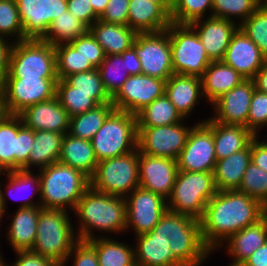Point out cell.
Segmentation results:
<instances>
[{
    "label": "cell",
    "instance_id": "28",
    "mask_svg": "<svg viewBox=\"0 0 267 266\" xmlns=\"http://www.w3.org/2000/svg\"><path fill=\"white\" fill-rule=\"evenodd\" d=\"M165 95L181 116L188 120L198 103L205 100L201 78L182 74H173L166 80Z\"/></svg>",
    "mask_w": 267,
    "mask_h": 266
},
{
    "label": "cell",
    "instance_id": "58",
    "mask_svg": "<svg viewBox=\"0 0 267 266\" xmlns=\"http://www.w3.org/2000/svg\"><path fill=\"white\" fill-rule=\"evenodd\" d=\"M241 266H267V241L257 249Z\"/></svg>",
    "mask_w": 267,
    "mask_h": 266
},
{
    "label": "cell",
    "instance_id": "3",
    "mask_svg": "<svg viewBox=\"0 0 267 266\" xmlns=\"http://www.w3.org/2000/svg\"><path fill=\"white\" fill-rule=\"evenodd\" d=\"M151 231L168 235L170 250L183 266H204L213 255L203 242L200 220L191 216L168 210Z\"/></svg>",
    "mask_w": 267,
    "mask_h": 266
},
{
    "label": "cell",
    "instance_id": "25",
    "mask_svg": "<svg viewBox=\"0 0 267 266\" xmlns=\"http://www.w3.org/2000/svg\"><path fill=\"white\" fill-rule=\"evenodd\" d=\"M19 115L23 124L34 131H53L64 135L69 131L70 116L56 96L27 107Z\"/></svg>",
    "mask_w": 267,
    "mask_h": 266
},
{
    "label": "cell",
    "instance_id": "35",
    "mask_svg": "<svg viewBox=\"0 0 267 266\" xmlns=\"http://www.w3.org/2000/svg\"><path fill=\"white\" fill-rule=\"evenodd\" d=\"M63 137L64 134L53 131H34V141L28 157V170L36 171L58 162Z\"/></svg>",
    "mask_w": 267,
    "mask_h": 266
},
{
    "label": "cell",
    "instance_id": "21",
    "mask_svg": "<svg viewBox=\"0 0 267 266\" xmlns=\"http://www.w3.org/2000/svg\"><path fill=\"white\" fill-rule=\"evenodd\" d=\"M36 172L24 169L10 170L6 174L7 185L2 184L1 182L3 180L2 178L0 179L1 204L5 212V217H7L6 213H8V197L15 200V202L17 200L20 202L17 208L41 206V182L38 170ZM3 185L5 186L4 189L2 187ZM35 197L37 198L35 199Z\"/></svg>",
    "mask_w": 267,
    "mask_h": 266
},
{
    "label": "cell",
    "instance_id": "60",
    "mask_svg": "<svg viewBox=\"0 0 267 266\" xmlns=\"http://www.w3.org/2000/svg\"><path fill=\"white\" fill-rule=\"evenodd\" d=\"M108 1L109 0H90V4H91L95 14L98 17H100L103 14V12H104L107 4H108Z\"/></svg>",
    "mask_w": 267,
    "mask_h": 266
},
{
    "label": "cell",
    "instance_id": "57",
    "mask_svg": "<svg viewBox=\"0 0 267 266\" xmlns=\"http://www.w3.org/2000/svg\"><path fill=\"white\" fill-rule=\"evenodd\" d=\"M126 58L127 72L129 75H140L142 73L141 63L132 47L121 54Z\"/></svg>",
    "mask_w": 267,
    "mask_h": 266
},
{
    "label": "cell",
    "instance_id": "20",
    "mask_svg": "<svg viewBox=\"0 0 267 266\" xmlns=\"http://www.w3.org/2000/svg\"><path fill=\"white\" fill-rule=\"evenodd\" d=\"M255 90L253 80H244L238 86L222 95L210 107L215 122L222 124L243 125L247 127V119L251 98Z\"/></svg>",
    "mask_w": 267,
    "mask_h": 266
},
{
    "label": "cell",
    "instance_id": "40",
    "mask_svg": "<svg viewBox=\"0 0 267 266\" xmlns=\"http://www.w3.org/2000/svg\"><path fill=\"white\" fill-rule=\"evenodd\" d=\"M54 49L58 79H65L71 74L95 68L89 60L85 59L80 50H76L70 43L54 46Z\"/></svg>",
    "mask_w": 267,
    "mask_h": 266
},
{
    "label": "cell",
    "instance_id": "62",
    "mask_svg": "<svg viewBox=\"0 0 267 266\" xmlns=\"http://www.w3.org/2000/svg\"><path fill=\"white\" fill-rule=\"evenodd\" d=\"M3 217H5V212L2 208V205H0V231H2L1 226L3 225L2 223L4 222V220H2V219H4Z\"/></svg>",
    "mask_w": 267,
    "mask_h": 266
},
{
    "label": "cell",
    "instance_id": "51",
    "mask_svg": "<svg viewBox=\"0 0 267 266\" xmlns=\"http://www.w3.org/2000/svg\"><path fill=\"white\" fill-rule=\"evenodd\" d=\"M68 262L72 266H99L96 249L88 240L78 239L74 243L63 266L69 265Z\"/></svg>",
    "mask_w": 267,
    "mask_h": 266
},
{
    "label": "cell",
    "instance_id": "19",
    "mask_svg": "<svg viewBox=\"0 0 267 266\" xmlns=\"http://www.w3.org/2000/svg\"><path fill=\"white\" fill-rule=\"evenodd\" d=\"M177 160L139 153V187L168 199L178 174Z\"/></svg>",
    "mask_w": 267,
    "mask_h": 266
},
{
    "label": "cell",
    "instance_id": "7",
    "mask_svg": "<svg viewBox=\"0 0 267 266\" xmlns=\"http://www.w3.org/2000/svg\"><path fill=\"white\" fill-rule=\"evenodd\" d=\"M91 143L98 162L134 151L137 148V116L114 109Z\"/></svg>",
    "mask_w": 267,
    "mask_h": 266
},
{
    "label": "cell",
    "instance_id": "16",
    "mask_svg": "<svg viewBox=\"0 0 267 266\" xmlns=\"http://www.w3.org/2000/svg\"><path fill=\"white\" fill-rule=\"evenodd\" d=\"M195 121L186 144L177 158L179 171L213 172L216 164L215 145L212 129L204 122Z\"/></svg>",
    "mask_w": 267,
    "mask_h": 266
},
{
    "label": "cell",
    "instance_id": "18",
    "mask_svg": "<svg viewBox=\"0 0 267 266\" xmlns=\"http://www.w3.org/2000/svg\"><path fill=\"white\" fill-rule=\"evenodd\" d=\"M24 40L43 39L54 19L67 10V0H16Z\"/></svg>",
    "mask_w": 267,
    "mask_h": 266
},
{
    "label": "cell",
    "instance_id": "33",
    "mask_svg": "<svg viewBox=\"0 0 267 266\" xmlns=\"http://www.w3.org/2000/svg\"><path fill=\"white\" fill-rule=\"evenodd\" d=\"M58 162L81 171L89 179L98 164L91 141L73 137L68 133L63 137Z\"/></svg>",
    "mask_w": 267,
    "mask_h": 266
},
{
    "label": "cell",
    "instance_id": "46",
    "mask_svg": "<svg viewBox=\"0 0 267 266\" xmlns=\"http://www.w3.org/2000/svg\"><path fill=\"white\" fill-rule=\"evenodd\" d=\"M0 37L15 43L24 40L16 0H0Z\"/></svg>",
    "mask_w": 267,
    "mask_h": 266
},
{
    "label": "cell",
    "instance_id": "50",
    "mask_svg": "<svg viewBox=\"0 0 267 266\" xmlns=\"http://www.w3.org/2000/svg\"><path fill=\"white\" fill-rule=\"evenodd\" d=\"M70 44L76 50H80L85 59L89 60L95 68H98L106 57L103 48L89 31L71 41Z\"/></svg>",
    "mask_w": 267,
    "mask_h": 266
},
{
    "label": "cell",
    "instance_id": "39",
    "mask_svg": "<svg viewBox=\"0 0 267 266\" xmlns=\"http://www.w3.org/2000/svg\"><path fill=\"white\" fill-rule=\"evenodd\" d=\"M89 28L68 10L56 17L42 39L53 46L70 43L76 38L86 34Z\"/></svg>",
    "mask_w": 267,
    "mask_h": 266
},
{
    "label": "cell",
    "instance_id": "37",
    "mask_svg": "<svg viewBox=\"0 0 267 266\" xmlns=\"http://www.w3.org/2000/svg\"><path fill=\"white\" fill-rule=\"evenodd\" d=\"M137 127L167 126L182 121L184 119L174 104L164 94L156 98L151 104L146 106L137 115Z\"/></svg>",
    "mask_w": 267,
    "mask_h": 266
},
{
    "label": "cell",
    "instance_id": "64",
    "mask_svg": "<svg viewBox=\"0 0 267 266\" xmlns=\"http://www.w3.org/2000/svg\"><path fill=\"white\" fill-rule=\"evenodd\" d=\"M0 248H2L0 246ZM2 250L0 249V266H9V264L5 261V258H3L2 254L4 255V253L1 252Z\"/></svg>",
    "mask_w": 267,
    "mask_h": 266
},
{
    "label": "cell",
    "instance_id": "59",
    "mask_svg": "<svg viewBox=\"0 0 267 266\" xmlns=\"http://www.w3.org/2000/svg\"><path fill=\"white\" fill-rule=\"evenodd\" d=\"M255 89L267 93V63L253 77Z\"/></svg>",
    "mask_w": 267,
    "mask_h": 266
},
{
    "label": "cell",
    "instance_id": "36",
    "mask_svg": "<svg viewBox=\"0 0 267 266\" xmlns=\"http://www.w3.org/2000/svg\"><path fill=\"white\" fill-rule=\"evenodd\" d=\"M114 237H96L88 240L96 249L99 266H136L134 244Z\"/></svg>",
    "mask_w": 267,
    "mask_h": 266
},
{
    "label": "cell",
    "instance_id": "55",
    "mask_svg": "<svg viewBox=\"0 0 267 266\" xmlns=\"http://www.w3.org/2000/svg\"><path fill=\"white\" fill-rule=\"evenodd\" d=\"M260 136H255L251 140V162L267 172V140H261Z\"/></svg>",
    "mask_w": 267,
    "mask_h": 266
},
{
    "label": "cell",
    "instance_id": "22",
    "mask_svg": "<svg viewBox=\"0 0 267 266\" xmlns=\"http://www.w3.org/2000/svg\"><path fill=\"white\" fill-rule=\"evenodd\" d=\"M234 68L246 80H252L267 63L258 46L240 29L232 35L222 60Z\"/></svg>",
    "mask_w": 267,
    "mask_h": 266
},
{
    "label": "cell",
    "instance_id": "43",
    "mask_svg": "<svg viewBox=\"0 0 267 266\" xmlns=\"http://www.w3.org/2000/svg\"><path fill=\"white\" fill-rule=\"evenodd\" d=\"M56 97L61 106L72 117L95 108L94 93L71 92V85L65 79H58Z\"/></svg>",
    "mask_w": 267,
    "mask_h": 266
},
{
    "label": "cell",
    "instance_id": "27",
    "mask_svg": "<svg viewBox=\"0 0 267 266\" xmlns=\"http://www.w3.org/2000/svg\"><path fill=\"white\" fill-rule=\"evenodd\" d=\"M267 241V229L261 219L255 224L231 235L218 249L226 250V254L232 260L227 266H241L257 249ZM224 248V249H222Z\"/></svg>",
    "mask_w": 267,
    "mask_h": 266
},
{
    "label": "cell",
    "instance_id": "48",
    "mask_svg": "<svg viewBox=\"0 0 267 266\" xmlns=\"http://www.w3.org/2000/svg\"><path fill=\"white\" fill-rule=\"evenodd\" d=\"M241 193L267 204V172L250 162L237 189Z\"/></svg>",
    "mask_w": 267,
    "mask_h": 266
},
{
    "label": "cell",
    "instance_id": "45",
    "mask_svg": "<svg viewBox=\"0 0 267 266\" xmlns=\"http://www.w3.org/2000/svg\"><path fill=\"white\" fill-rule=\"evenodd\" d=\"M212 4L213 0H173L171 21L175 24H190L195 20L210 17Z\"/></svg>",
    "mask_w": 267,
    "mask_h": 266
},
{
    "label": "cell",
    "instance_id": "29",
    "mask_svg": "<svg viewBox=\"0 0 267 266\" xmlns=\"http://www.w3.org/2000/svg\"><path fill=\"white\" fill-rule=\"evenodd\" d=\"M41 206L18 208L10 218L9 227L6 228V242L13 251H27L33 248L37 223Z\"/></svg>",
    "mask_w": 267,
    "mask_h": 266
},
{
    "label": "cell",
    "instance_id": "49",
    "mask_svg": "<svg viewBox=\"0 0 267 266\" xmlns=\"http://www.w3.org/2000/svg\"><path fill=\"white\" fill-rule=\"evenodd\" d=\"M267 127V93L254 90L247 119V128L260 136L261 129Z\"/></svg>",
    "mask_w": 267,
    "mask_h": 266
},
{
    "label": "cell",
    "instance_id": "30",
    "mask_svg": "<svg viewBox=\"0 0 267 266\" xmlns=\"http://www.w3.org/2000/svg\"><path fill=\"white\" fill-rule=\"evenodd\" d=\"M207 118L204 122L212 129L217 160L245 149L255 137L246 126L222 124Z\"/></svg>",
    "mask_w": 267,
    "mask_h": 266
},
{
    "label": "cell",
    "instance_id": "11",
    "mask_svg": "<svg viewBox=\"0 0 267 266\" xmlns=\"http://www.w3.org/2000/svg\"><path fill=\"white\" fill-rule=\"evenodd\" d=\"M58 78H4L0 83L2 111L19 115L27 107L56 96Z\"/></svg>",
    "mask_w": 267,
    "mask_h": 266
},
{
    "label": "cell",
    "instance_id": "65",
    "mask_svg": "<svg viewBox=\"0 0 267 266\" xmlns=\"http://www.w3.org/2000/svg\"><path fill=\"white\" fill-rule=\"evenodd\" d=\"M154 3H173V0H150Z\"/></svg>",
    "mask_w": 267,
    "mask_h": 266
},
{
    "label": "cell",
    "instance_id": "67",
    "mask_svg": "<svg viewBox=\"0 0 267 266\" xmlns=\"http://www.w3.org/2000/svg\"><path fill=\"white\" fill-rule=\"evenodd\" d=\"M3 113L2 107H1V100H0V115Z\"/></svg>",
    "mask_w": 267,
    "mask_h": 266
},
{
    "label": "cell",
    "instance_id": "12",
    "mask_svg": "<svg viewBox=\"0 0 267 266\" xmlns=\"http://www.w3.org/2000/svg\"><path fill=\"white\" fill-rule=\"evenodd\" d=\"M34 130L27 128L16 114L0 115V162L8 170H28V157Z\"/></svg>",
    "mask_w": 267,
    "mask_h": 266
},
{
    "label": "cell",
    "instance_id": "15",
    "mask_svg": "<svg viewBox=\"0 0 267 266\" xmlns=\"http://www.w3.org/2000/svg\"><path fill=\"white\" fill-rule=\"evenodd\" d=\"M125 200V232L128 234L129 230L134 231V236L150 232L168 211L166 199L141 187L135 188Z\"/></svg>",
    "mask_w": 267,
    "mask_h": 266
},
{
    "label": "cell",
    "instance_id": "8",
    "mask_svg": "<svg viewBox=\"0 0 267 266\" xmlns=\"http://www.w3.org/2000/svg\"><path fill=\"white\" fill-rule=\"evenodd\" d=\"M5 78H58L54 46L42 39L13 43Z\"/></svg>",
    "mask_w": 267,
    "mask_h": 266
},
{
    "label": "cell",
    "instance_id": "6",
    "mask_svg": "<svg viewBox=\"0 0 267 266\" xmlns=\"http://www.w3.org/2000/svg\"><path fill=\"white\" fill-rule=\"evenodd\" d=\"M217 191L213 172L179 171L167 199L168 210L200 220Z\"/></svg>",
    "mask_w": 267,
    "mask_h": 266
},
{
    "label": "cell",
    "instance_id": "38",
    "mask_svg": "<svg viewBox=\"0 0 267 266\" xmlns=\"http://www.w3.org/2000/svg\"><path fill=\"white\" fill-rule=\"evenodd\" d=\"M112 103L97 105L85 113L70 117L68 134L73 137L91 141L102 127L107 116L114 110Z\"/></svg>",
    "mask_w": 267,
    "mask_h": 266
},
{
    "label": "cell",
    "instance_id": "9",
    "mask_svg": "<svg viewBox=\"0 0 267 266\" xmlns=\"http://www.w3.org/2000/svg\"><path fill=\"white\" fill-rule=\"evenodd\" d=\"M90 187L98 192L126 198L139 187V151L98 162L90 178Z\"/></svg>",
    "mask_w": 267,
    "mask_h": 266
},
{
    "label": "cell",
    "instance_id": "44",
    "mask_svg": "<svg viewBox=\"0 0 267 266\" xmlns=\"http://www.w3.org/2000/svg\"><path fill=\"white\" fill-rule=\"evenodd\" d=\"M260 5V0H213L212 16L240 26Z\"/></svg>",
    "mask_w": 267,
    "mask_h": 266
},
{
    "label": "cell",
    "instance_id": "32",
    "mask_svg": "<svg viewBox=\"0 0 267 266\" xmlns=\"http://www.w3.org/2000/svg\"><path fill=\"white\" fill-rule=\"evenodd\" d=\"M250 162L251 142L245 149L217 160L213 170L217 190H237Z\"/></svg>",
    "mask_w": 267,
    "mask_h": 266
},
{
    "label": "cell",
    "instance_id": "34",
    "mask_svg": "<svg viewBox=\"0 0 267 266\" xmlns=\"http://www.w3.org/2000/svg\"><path fill=\"white\" fill-rule=\"evenodd\" d=\"M89 32L103 48L105 55L122 54L132 46L137 34L128 25L105 23L99 19L89 27Z\"/></svg>",
    "mask_w": 267,
    "mask_h": 266
},
{
    "label": "cell",
    "instance_id": "23",
    "mask_svg": "<svg viewBox=\"0 0 267 266\" xmlns=\"http://www.w3.org/2000/svg\"><path fill=\"white\" fill-rule=\"evenodd\" d=\"M189 25L196 31L211 61L223 60L231 37L239 28L233 21L213 16L195 20Z\"/></svg>",
    "mask_w": 267,
    "mask_h": 266
},
{
    "label": "cell",
    "instance_id": "5",
    "mask_svg": "<svg viewBox=\"0 0 267 266\" xmlns=\"http://www.w3.org/2000/svg\"><path fill=\"white\" fill-rule=\"evenodd\" d=\"M72 212L55 209H40L37 235L30 250L63 266L74 243L78 240L72 222Z\"/></svg>",
    "mask_w": 267,
    "mask_h": 266
},
{
    "label": "cell",
    "instance_id": "2",
    "mask_svg": "<svg viewBox=\"0 0 267 266\" xmlns=\"http://www.w3.org/2000/svg\"><path fill=\"white\" fill-rule=\"evenodd\" d=\"M73 213L78 218L75 220L78 225L74 224L77 228L74 226V229L80 240L125 234L126 200L123 197L101 193L89 187L77 202Z\"/></svg>",
    "mask_w": 267,
    "mask_h": 266
},
{
    "label": "cell",
    "instance_id": "24",
    "mask_svg": "<svg viewBox=\"0 0 267 266\" xmlns=\"http://www.w3.org/2000/svg\"><path fill=\"white\" fill-rule=\"evenodd\" d=\"M173 3H154L150 0H130L128 26L136 33L165 31L172 23Z\"/></svg>",
    "mask_w": 267,
    "mask_h": 266
},
{
    "label": "cell",
    "instance_id": "63",
    "mask_svg": "<svg viewBox=\"0 0 267 266\" xmlns=\"http://www.w3.org/2000/svg\"><path fill=\"white\" fill-rule=\"evenodd\" d=\"M8 172L9 171L0 162V178H2L1 176H4L5 177Z\"/></svg>",
    "mask_w": 267,
    "mask_h": 266
},
{
    "label": "cell",
    "instance_id": "56",
    "mask_svg": "<svg viewBox=\"0 0 267 266\" xmlns=\"http://www.w3.org/2000/svg\"><path fill=\"white\" fill-rule=\"evenodd\" d=\"M13 41L0 37V83L6 77L9 70V58Z\"/></svg>",
    "mask_w": 267,
    "mask_h": 266
},
{
    "label": "cell",
    "instance_id": "42",
    "mask_svg": "<svg viewBox=\"0 0 267 266\" xmlns=\"http://www.w3.org/2000/svg\"><path fill=\"white\" fill-rule=\"evenodd\" d=\"M98 70L104 88L111 98L130 76L127 72L126 58H122L121 54L106 55Z\"/></svg>",
    "mask_w": 267,
    "mask_h": 266
},
{
    "label": "cell",
    "instance_id": "26",
    "mask_svg": "<svg viewBox=\"0 0 267 266\" xmlns=\"http://www.w3.org/2000/svg\"><path fill=\"white\" fill-rule=\"evenodd\" d=\"M133 243L136 266H183L173 256L168 235L163 232L150 231L135 236Z\"/></svg>",
    "mask_w": 267,
    "mask_h": 266
},
{
    "label": "cell",
    "instance_id": "54",
    "mask_svg": "<svg viewBox=\"0 0 267 266\" xmlns=\"http://www.w3.org/2000/svg\"><path fill=\"white\" fill-rule=\"evenodd\" d=\"M14 262L10 263L9 266H58L49 258L40 256L30 250L27 251H15Z\"/></svg>",
    "mask_w": 267,
    "mask_h": 266
},
{
    "label": "cell",
    "instance_id": "47",
    "mask_svg": "<svg viewBox=\"0 0 267 266\" xmlns=\"http://www.w3.org/2000/svg\"><path fill=\"white\" fill-rule=\"evenodd\" d=\"M239 28L258 46L267 58V6L260 5Z\"/></svg>",
    "mask_w": 267,
    "mask_h": 266
},
{
    "label": "cell",
    "instance_id": "14",
    "mask_svg": "<svg viewBox=\"0 0 267 266\" xmlns=\"http://www.w3.org/2000/svg\"><path fill=\"white\" fill-rule=\"evenodd\" d=\"M143 75L167 80L174 74L169 33H137L132 43Z\"/></svg>",
    "mask_w": 267,
    "mask_h": 266
},
{
    "label": "cell",
    "instance_id": "10",
    "mask_svg": "<svg viewBox=\"0 0 267 266\" xmlns=\"http://www.w3.org/2000/svg\"><path fill=\"white\" fill-rule=\"evenodd\" d=\"M169 33L174 74L201 78L212 62L196 31L189 24L171 23Z\"/></svg>",
    "mask_w": 267,
    "mask_h": 266
},
{
    "label": "cell",
    "instance_id": "4",
    "mask_svg": "<svg viewBox=\"0 0 267 266\" xmlns=\"http://www.w3.org/2000/svg\"><path fill=\"white\" fill-rule=\"evenodd\" d=\"M43 209L73 212L77 202L90 187V179L81 171L60 162L38 170Z\"/></svg>",
    "mask_w": 267,
    "mask_h": 266
},
{
    "label": "cell",
    "instance_id": "53",
    "mask_svg": "<svg viewBox=\"0 0 267 266\" xmlns=\"http://www.w3.org/2000/svg\"><path fill=\"white\" fill-rule=\"evenodd\" d=\"M67 10L88 28L99 19L90 4V0H67Z\"/></svg>",
    "mask_w": 267,
    "mask_h": 266
},
{
    "label": "cell",
    "instance_id": "41",
    "mask_svg": "<svg viewBox=\"0 0 267 266\" xmlns=\"http://www.w3.org/2000/svg\"><path fill=\"white\" fill-rule=\"evenodd\" d=\"M65 80L71 85V92L94 93V101L98 105L111 103L98 68L71 74Z\"/></svg>",
    "mask_w": 267,
    "mask_h": 266
},
{
    "label": "cell",
    "instance_id": "17",
    "mask_svg": "<svg viewBox=\"0 0 267 266\" xmlns=\"http://www.w3.org/2000/svg\"><path fill=\"white\" fill-rule=\"evenodd\" d=\"M166 80L148 75H130L111 98L116 110L137 115L156 98L165 94Z\"/></svg>",
    "mask_w": 267,
    "mask_h": 266
},
{
    "label": "cell",
    "instance_id": "52",
    "mask_svg": "<svg viewBox=\"0 0 267 266\" xmlns=\"http://www.w3.org/2000/svg\"><path fill=\"white\" fill-rule=\"evenodd\" d=\"M130 0H109L99 20L118 25H128Z\"/></svg>",
    "mask_w": 267,
    "mask_h": 266
},
{
    "label": "cell",
    "instance_id": "1",
    "mask_svg": "<svg viewBox=\"0 0 267 266\" xmlns=\"http://www.w3.org/2000/svg\"><path fill=\"white\" fill-rule=\"evenodd\" d=\"M264 204L237 190L217 191L200 219L205 245L213 252L231 235L262 219Z\"/></svg>",
    "mask_w": 267,
    "mask_h": 266
},
{
    "label": "cell",
    "instance_id": "61",
    "mask_svg": "<svg viewBox=\"0 0 267 266\" xmlns=\"http://www.w3.org/2000/svg\"><path fill=\"white\" fill-rule=\"evenodd\" d=\"M262 220L264 221L267 229V204L264 205L263 211H262Z\"/></svg>",
    "mask_w": 267,
    "mask_h": 266
},
{
    "label": "cell",
    "instance_id": "66",
    "mask_svg": "<svg viewBox=\"0 0 267 266\" xmlns=\"http://www.w3.org/2000/svg\"><path fill=\"white\" fill-rule=\"evenodd\" d=\"M260 4L264 5V6H267V0H260Z\"/></svg>",
    "mask_w": 267,
    "mask_h": 266
},
{
    "label": "cell",
    "instance_id": "31",
    "mask_svg": "<svg viewBox=\"0 0 267 266\" xmlns=\"http://www.w3.org/2000/svg\"><path fill=\"white\" fill-rule=\"evenodd\" d=\"M244 80L246 79L223 61H212L201 77L205 102L208 101L209 105H212Z\"/></svg>",
    "mask_w": 267,
    "mask_h": 266
},
{
    "label": "cell",
    "instance_id": "13",
    "mask_svg": "<svg viewBox=\"0 0 267 266\" xmlns=\"http://www.w3.org/2000/svg\"><path fill=\"white\" fill-rule=\"evenodd\" d=\"M184 122L167 126L137 127L139 153L177 160L193 127L192 124L188 126V121Z\"/></svg>",
    "mask_w": 267,
    "mask_h": 266
}]
</instances>
